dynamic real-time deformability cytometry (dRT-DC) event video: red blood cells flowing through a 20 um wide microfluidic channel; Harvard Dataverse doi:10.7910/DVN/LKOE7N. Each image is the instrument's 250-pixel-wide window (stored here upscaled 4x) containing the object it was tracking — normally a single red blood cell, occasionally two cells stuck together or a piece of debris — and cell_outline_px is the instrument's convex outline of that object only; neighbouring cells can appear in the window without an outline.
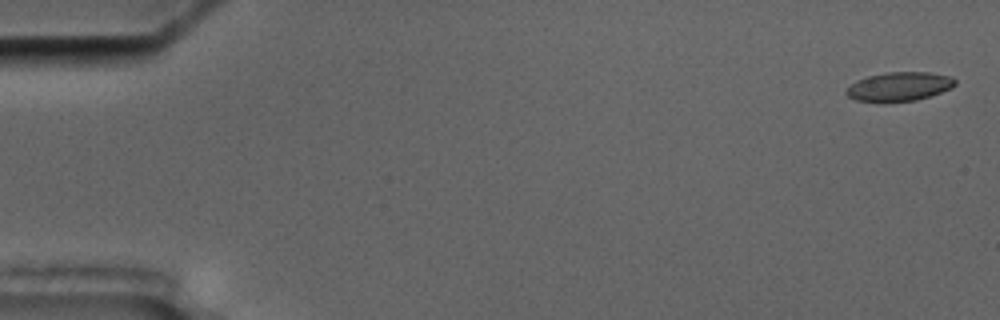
{"species": "common noctule bat (a hibernating species)", "species_latin": "Nyctalus noctula", "temperature_condition": "cold", "stored_images_in_passage": 9, "camera_frame_rate_fps": 3000, "um_per_image_px": 0.085, "animal": {"sex": "male", "body_mass_g": 17.5, "forearm_length_mm": 52.3}, "frame": {"image": 1, "passage_image": 1, "time_ms": 0.0, "image_size_px": [1000, 320], "cell_outline_px": [[956, 84], [952, 88], [916, 100], [884, 104], [856, 100], [848, 96], [844, 92], [856, 80], [868, 76], [888, 72], [928, 72], [952, 76], [956, 80]], "centroid_in_image_um": [76.42, 7.38], "position_along_channel_um": 8.6, "area_um2": 18.73}}
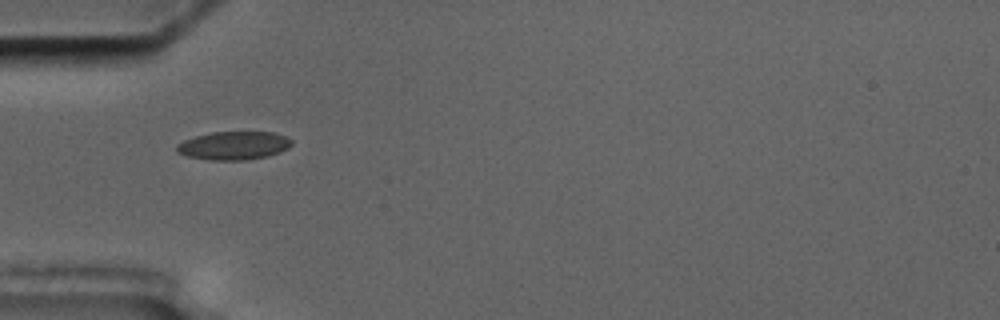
{"frame": {"image": 2, "passage_image": 6, "time_ms": 5.667, "image_size_px": [1000, 320], "cell_outline_px": [[292, 144], [288, 148], [280, 152], [268, 156], [244, 160], [208, 160], [188, 156], [176, 152], [176, 144], [184, 140], [196, 136], [212, 132], [276, 132], [288, 136], [292, 140]], "centroid_in_image_um": [19.89, 12.37], "position_along_channel_um": 65.1, "area_um2": 19.13}}
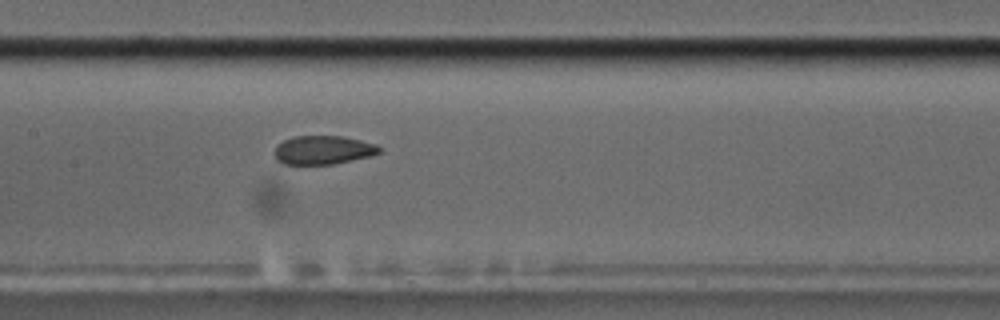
{"frame": {"image": 3, "passage_image": 9, "time_ms": 9.0, "image_size_px": [1000, 320], "cell_outline_px": [[380, 152], [372, 156], [332, 164], [280, 164], [276, 160], [276, 144], [292, 136], [344, 136], [376, 144], [380, 148]], "centroid_in_image_um": [27.45, 12.75], "position_along_channel_um": 179.9, "area_um2": 17.57}}